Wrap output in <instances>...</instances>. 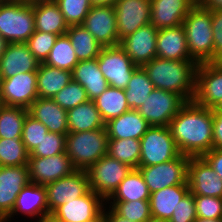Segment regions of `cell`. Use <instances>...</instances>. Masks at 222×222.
Returning a JSON list of instances; mask_svg holds the SVG:
<instances>
[{
	"label": "cell",
	"mask_w": 222,
	"mask_h": 222,
	"mask_svg": "<svg viewBox=\"0 0 222 222\" xmlns=\"http://www.w3.org/2000/svg\"><path fill=\"white\" fill-rule=\"evenodd\" d=\"M52 99L65 110L74 108L89 100L84 87L73 80Z\"/></svg>",
	"instance_id": "b9f144b4"
},
{
	"label": "cell",
	"mask_w": 222,
	"mask_h": 222,
	"mask_svg": "<svg viewBox=\"0 0 222 222\" xmlns=\"http://www.w3.org/2000/svg\"><path fill=\"white\" fill-rule=\"evenodd\" d=\"M197 218L194 195L189 192L179 201L169 222H194Z\"/></svg>",
	"instance_id": "7dc6e473"
},
{
	"label": "cell",
	"mask_w": 222,
	"mask_h": 222,
	"mask_svg": "<svg viewBox=\"0 0 222 222\" xmlns=\"http://www.w3.org/2000/svg\"><path fill=\"white\" fill-rule=\"evenodd\" d=\"M58 35L35 31L34 34L26 41L28 49L33 56L40 62L44 63L53 48Z\"/></svg>",
	"instance_id": "ee69618b"
},
{
	"label": "cell",
	"mask_w": 222,
	"mask_h": 222,
	"mask_svg": "<svg viewBox=\"0 0 222 222\" xmlns=\"http://www.w3.org/2000/svg\"><path fill=\"white\" fill-rule=\"evenodd\" d=\"M68 26L82 25L91 9L90 0H54Z\"/></svg>",
	"instance_id": "60d3db41"
},
{
	"label": "cell",
	"mask_w": 222,
	"mask_h": 222,
	"mask_svg": "<svg viewBox=\"0 0 222 222\" xmlns=\"http://www.w3.org/2000/svg\"><path fill=\"white\" fill-rule=\"evenodd\" d=\"M139 166L171 161L180 155L168 126H150L140 139Z\"/></svg>",
	"instance_id": "8992f818"
},
{
	"label": "cell",
	"mask_w": 222,
	"mask_h": 222,
	"mask_svg": "<svg viewBox=\"0 0 222 222\" xmlns=\"http://www.w3.org/2000/svg\"><path fill=\"white\" fill-rule=\"evenodd\" d=\"M78 61L93 60L102 49L95 37L82 25H71L66 32Z\"/></svg>",
	"instance_id": "836d02e7"
},
{
	"label": "cell",
	"mask_w": 222,
	"mask_h": 222,
	"mask_svg": "<svg viewBox=\"0 0 222 222\" xmlns=\"http://www.w3.org/2000/svg\"><path fill=\"white\" fill-rule=\"evenodd\" d=\"M214 62H222V9H211Z\"/></svg>",
	"instance_id": "c3c4849f"
},
{
	"label": "cell",
	"mask_w": 222,
	"mask_h": 222,
	"mask_svg": "<svg viewBox=\"0 0 222 222\" xmlns=\"http://www.w3.org/2000/svg\"><path fill=\"white\" fill-rule=\"evenodd\" d=\"M156 51L158 58L169 60L194 61L187 47L186 33L183 25L161 28L157 34Z\"/></svg>",
	"instance_id": "cb8c5ba5"
},
{
	"label": "cell",
	"mask_w": 222,
	"mask_h": 222,
	"mask_svg": "<svg viewBox=\"0 0 222 222\" xmlns=\"http://www.w3.org/2000/svg\"><path fill=\"white\" fill-rule=\"evenodd\" d=\"M109 137L106 128L66 134V154L76 170H87L107 154Z\"/></svg>",
	"instance_id": "277c9868"
},
{
	"label": "cell",
	"mask_w": 222,
	"mask_h": 222,
	"mask_svg": "<svg viewBox=\"0 0 222 222\" xmlns=\"http://www.w3.org/2000/svg\"><path fill=\"white\" fill-rule=\"evenodd\" d=\"M105 205L106 201L90 189L77 199L65 201L52 214L61 222H89L103 213Z\"/></svg>",
	"instance_id": "e0dca14e"
},
{
	"label": "cell",
	"mask_w": 222,
	"mask_h": 222,
	"mask_svg": "<svg viewBox=\"0 0 222 222\" xmlns=\"http://www.w3.org/2000/svg\"><path fill=\"white\" fill-rule=\"evenodd\" d=\"M9 1H12V0H0V3H6V2H9Z\"/></svg>",
	"instance_id": "6125c7cd"
},
{
	"label": "cell",
	"mask_w": 222,
	"mask_h": 222,
	"mask_svg": "<svg viewBox=\"0 0 222 222\" xmlns=\"http://www.w3.org/2000/svg\"><path fill=\"white\" fill-rule=\"evenodd\" d=\"M71 81V71L40 63L37 70L38 98L52 99Z\"/></svg>",
	"instance_id": "f546056e"
},
{
	"label": "cell",
	"mask_w": 222,
	"mask_h": 222,
	"mask_svg": "<svg viewBox=\"0 0 222 222\" xmlns=\"http://www.w3.org/2000/svg\"><path fill=\"white\" fill-rule=\"evenodd\" d=\"M8 44L9 43L0 35V58L2 57L4 52L6 51Z\"/></svg>",
	"instance_id": "9f6ffc18"
},
{
	"label": "cell",
	"mask_w": 222,
	"mask_h": 222,
	"mask_svg": "<svg viewBox=\"0 0 222 222\" xmlns=\"http://www.w3.org/2000/svg\"><path fill=\"white\" fill-rule=\"evenodd\" d=\"M35 31L33 0L0 3V35L8 43H26Z\"/></svg>",
	"instance_id": "5b68a950"
},
{
	"label": "cell",
	"mask_w": 222,
	"mask_h": 222,
	"mask_svg": "<svg viewBox=\"0 0 222 222\" xmlns=\"http://www.w3.org/2000/svg\"><path fill=\"white\" fill-rule=\"evenodd\" d=\"M28 109L0 104V138H21Z\"/></svg>",
	"instance_id": "8d00e7d4"
},
{
	"label": "cell",
	"mask_w": 222,
	"mask_h": 222,
	"mask_svg": "<svg viewBox=\"0 0 222 222\" xmlns=\"http://www.w3.org/2000/svg\"><path fill=\"white\" fill-rule=\"evenodd\" d=\"M190 157L180 154L177 158L152 166H139L149 192L176 185H188V162Z\"/></svg>",
	"instance_id": "ba28073f"
},
{
	"label": "cell",
	"mask_w": 222,
	"mask_h": 222,
	"mask_svg": "<svg viewBox=\"0 0 222 222\" xmlns=\"http://www.w3.org/2000/svg\"><path fill=\"white\" fill-rule=\"evenodd\" d=\"M159 29L150 23L142 26L131 35L123 38L119 46L133 63L139 67L157 57L156 41Z\"/></svg>",
	"instance_id": "ffe728a7"
},
{
	"label": "cell",
	"mask_w": 222,
	"mask_h": 222,
	"mask_svg": "<svg viewBox=\"0 0 222 222\" xmlns=\"http://www.w3.org/2000/svg\"><path fill=\"white\" fill-rule=\"evenodd\" d=\"M93 101L104 123L130 110L124 89L108 86V88Z\"/></svg>",
	"instance_id": "d6a6232c"
},
{
	"label": "cell",
	"mask_w": 222,
	"mask_h": 222,
	"mask_svg": "<svg viewBox=\"0 0 222 222\" xmlns=\"http://www.w3.org/2000/svg\"><path fill=\"white\" fill-rule=\"evenodd\" d=\"M47 133L48 128L43 123L34 119L29 114L26 115L21 139L29 154L38 146Z\"/></svg>",
	"instance_id": "f6af8a7d"
},
{
	"label": "cell",
	"mask_w": 222,
	"mask_h": 222,
	"mask_svg": "<svg viewBox=\"0 0 222 222\" xmlns=\"http://www.w3.org/2000/svg\"><path fill=\"white\" fill-rule=\"evenodd\" d=\"M28 169L30 182L38 185L54 182L76 170L66 152L48 157H29Z\"/></svg>",
	"instance_id": "2e32d148"
},
{
	"label": "cell",
	"mask_w": 222,
	"mask_h": 222,
	"mask_svg": "<svg viewBox=\"0 0 222 222\" xmlns=\"http://www.w3.org/2000/svg\"><path fill=\"white\" fill-rule=\"evenodd\" d=\"M149 198L150 192L142 173L139 169H132L106 202L149 200Z\"/></svg>",
	"instance_id": "1f68e13d"
},
{
	"label": "cell",
	"mask_w": 222,
	"mask_h": 222,
	"mask_svg": "<svg viewBox=\"0 0 222 222\" xmlns=\"http://www.w3.org/2000/svg\"><path fill=\"white\" fill-rule=\"evenodd\" d=\"M145 222H169V221H167V220H164V219H158V218H153V217H151V218H149L147 221H145Z\"/></svg>",
	"instance_id": "91938a15"
},
{
	"label": "cell",
	"mask_w": 222,
	"mask_h": 222,
	"mask_svg": "<svg viewBox=\"0 0 222 222\" xmlns=\"http://www.w3.org/2000/svg\"><path fill=\"white\" fill-rule=\"evenodd\" d=\"M45 186L49 213L64 204L85 195L90 190L85 170H75L72 174L62 177Z\"/></svg>",
	"instance_id": "4fadbf2b"
},
{
	"label": "cell",
	"mask_w": 222,
	"mask_h": 222,
	"mask_svg": "<svg viewBox=\"0 0 222 222\" xmlns=\"http://www.w3.org/2000/svg\"><path fill=\"white\" fill-rule=\"evenodd\" d=\"M185 103L179 94L155 88L137 111L150 126H169Z\"/></svg>",
	"instance_id": "9c48e42d"
},
{
	"label": "cell",
	"mask_w": 222,
	"mask_h": 222,
	"mask_svg": "<svg viewBox=\"0 0 222 222\" xmlns=\"http://www.w3.org/2000/svg\"><path fill=\"white\" fill-rule=\"evenodd\" d=\"M30 183L28 165L0 166V221L13 210L18 194Z\"/></svg>",
	"instance_id": "ac0fdd59"
},
{
	"label": "cell",
	"mask_w": 222,
	"mask_h": 222,
	"mask_svg": "<svg viewBox=\"0 0 222 222\" xmlns=\"http://www.w3.org/2000/svg\"><path fill=\"white\" fill-rule=\"evenodd\" d=\"M150 125L137 110H129L105 123L109 138L140 140Z\"/></svg>",
	"instance_id": "4316f807"
},
{
	"label": "cell",
	"mask_w": 222,
	"mask_h": 222,
	"mask_svg": "<svg viewBox=\"0 0 222 222\" xmlns=\"http://www.w3.org/2000/svg\"><path fill=\"white\" fill-rule=\"evenodd\" d=\"M198 65L195 61L155 57L142 67L155 88L175 92L189 102L193 101L196 92Z\"/></svg>",
	"instance_id": "7a4b0ae2"
},
{
	"label": "cell",
	"mask_w": 222,
	"mask_h": 222,
	"mask_svg": "<svg viewBox=\"0 0 222 222\" xmlns=\"http://www.w3.org/2000/svg\"><path fill=\"white\" fill-rule=\"evenodd\" d=\"M194 222H222V218L205 219V218L197 217Z\"/></svg>",
	"instance_id": "6f0895ef"
},
{
	"label": "cell",
	"mask_w": 222,
	"mask_h": 222,
	"mask_svg": "<svg viewBox=\"0 0 222 222\" xmlns=\"http://www.w3.org/2000/svg\"><path fill=\"white\" fill-rule=\"evenodd\" d=\"M66 152V134L48 131L29 157H48Z\"/></svg>",
	"instance_id": "7bdbcfd3"
},
{
	"label": "cell",
	"mask_w": 222,
	"mask_h": 222,
	"mask_svg": "<svg viewBox=\"0 0 222 222\" xmlns=\"http://www.w3.org/2000/svg\"><path fill=\"white\" fill-rule=\"evenodd\" d=\"M67 120L69 132H83L105 127L92 100L67 110Z\"/></svg>",
	"instance_id": "4dcf8cb0"
},
{
	"label": "cell",
	"mask_w": 222,
	"mask_h": 222,
	"mask_svg": "<svg viewBox=\"0 0 222 222\" xmlns=\"http://www.w3.org/2000/svg\"><path fill=\"white\" fill-rule=\"evenodd\" d=\"M198 3L207 9H222V0H198Z\"/></svg>",
	"instance_id": "f5cc1de1"
},
{
	"label": "cell",
	"mask_w": 222,
	"mask_h": 222,
	"mask_svg": "<svg viewBox=\"0 0 222 222\" xmlns=\"http://www.w3.org/2000/svg\"><path fill=\"white\" fill-rule=\"evenodd\" d=\"M212 110L213 111H222V101L215 109H212Z\"/></svg>",
	"instance_id": "94428289"
},
{
	"label": "cell",
	"mask_w": 222,
	"mask_h": 222,
	"mask_svg": "<svg viewBox=\"0 0 222 222\" xmlns=\"http://www.w3.org/2000/svg\"><path fill=\"white\" fill-rule=\"evenodd\" d=\"M175 144L182 155L202 157L213 148V110L186 102L170 121Z\"/></svg>",
	"instance_id": "6da1fadb"
},
{
	"label": "cell",
	"mask_w": 222,
	"mask_h": 222,
	"mask_svg": "<svg viewBox=\"0 0 222 222\" xmlns=\"http://www.w3.org/2000/svg\"><path fill=\"white\" fill-rule=\"evenodd\" d=\"M150 24L156 29L177 27L189 11L197 4L198 0H150Z\"/></svg>",
	"instance_id": "44dd1931"
},
{
	"label": "cell",
	"mask_w": 222,
	"mask_h": 222,
	"mask_svg": "<svg viewBox=\"0 0 222 222\" xmlns=\"http://www.w3.org/2000/svg\"><path fill=\"white\" fill-rule=\"evenodd\" d=\"M213 148L222 149V111H213Z\"/></svg>",
	"instance_id": "f907efd6"
},
{
	"label": "cell",
	"mask_w": 222,
	"mask_h": 222,
	"mask_svg": "<svg viewBox=\"0 0 222 222\" xmlns=\"http://www.w3.org/2000/svg\"><path fill=\"white\" fill-rule=\"evenodd\" d=\"M97 62L108 85L124 90L132 74L139 67L133 63L119 45L102 47Z\"/></svg>",
	"instance_id": "30bf717a"
},
{
	"label": "cell",
	"mask_w": 222,
	"mask_h": 222,
	"mask_svg": "<svg viewBox=\"0 0 222 222\" xmlns=\"http://www.w3.org/2000/svg\"><path fill=\"white\" fill-rule=\"evenodd\" d=\"M189 192V185H176L151 193L149 198L151 216L169 221L179 201Z\"/></svg>",
	"instance_id": "f1b7e54d"
},
{
	"label": "cell",
	"mask_w": 222,
	"mask_h": 222,
	"mask_svg": "<svg viewBox=\"0 0 222 222\" xmlns=\"http://www.w3.org/2000/svg\"><path fill=\"white\" fill-rule=\"evenodd\" d=\"M39 65L26 43H9L0 58V80L18 73L37 72Z\"/></svg>",
	"instance_id": "603a6c76"
},
{
	"label": "cell",
	"mask_w": 222,
	"mask_h": 222,
	"mask_svg": "<svg viewBox=\"0 0 222 222\" xmlns=\"http://www.w3.org/2000/svg\"><path fill=\"white\" fill-rule=\"evenodd\" d=\"M114 8L119 43L123 38L150 23V0H117Z\"/></svg>",
	"instance_id": "5bb4252c"
},
{
	"label": "cell",
	"mask_w": 222,
	"mask_h": 222,
	"mask_svg": "<svg viewBox=\"0 0 222 222\" xmlns=\"http://www.w3.org/2000/svg\"><path fill=\"white\" fill-rule=\"evenodd\" d=\"M197 217L205 219L222 218V198L194 195Z\"/></svg>",
	"instance_id": "bcb514c9"
},
{
	"label": "cell",
	"mask_w": 222,
	"mask_h": 222,
	"mask_svg": "<svg viewBox=\"0 0 222 222\" xmlns=\"http://www.w3.org/2000/svg\"><path fill=\"white\" fill-rule=\"evenodd\" d=\"M78 62L70 39L67 34H63L57 37L44 64L72 72Z\"/></svg>",
	"instance_id": "74e56055"
},
{
	"label": "cell",
	"mask_w": 222,
	"mask_h": 222,
	"mask_svg": "<svg viewBox=\"0 0 222 222\" xmlns=\"http://www.w3.org/2000/svg\"><path fill=\"white\" fill-rule=\"evenodd\" d=\"M193 101L210 109H215L221 103L222 62H206L198 65Z\"/></svg>",
	"instance_id": "8fae6325"
},
{
	"label": "cell",
	"mask_w": 222,
	"mask_h": 222,
	"mask_svg": "<svg viewBox=\"0 0 222 222\" xmlns=\"http://www.w3.org/2000/svg\"><path fill=\"white\" fill-rule=\"evenodd\" d=\"M28 114L43 123L50 132H69L67 110L61 108L53 99L37 98L28 108Z\"/></svg>",
	"instance_id": "d4e9b609"
},
{
	"label": "cell",
	"mask_w": 222,
	"mask_h": 222,
	"mask_svg": "<svg viewBox=\"0 0 222 222\" xmlns=\"http://www.w3.org/2000/svg\"><path fill=\"white\" fill-rule=\"evenodd\" d=\"M89 222H106L105 214L104 212L96 219L91 220Z\"/></svg>",
	"instance_id": "680465c9"
},
{
	"label": "cell",
	"mask_w": 222,
	"mask_h": 222,
	"mask_svg": "<svg viewBox=\"0 0 222 222\" xmlns=\"http://www.w3.org/2000/svg\"><path fill=\"white\" fill-rule=\"evenodd\" d=\"M187 182L193 195L222 198V179L203 157H190Z\"/></svg>",
	"instance_id": "d6986e66"
},
{
	"label": "cell",
	"mask_w": 222,
	"mask_h": 222,
	"mask_svg": "<svg viewBox=\"0 0 222 222\" xmlns=\"http://www.w3.org/2000/svg\"><path fill=\"white\" fill-rule=\"evenodd\" d=\"M35 30L58 36L66 34L69 26L54 0H33Z\"/></svg>",
	"instance_id": "484cf974"
},
{
	"label": "cell",
	"mask_w": 222,
	"mask_h": 222,
	"mask_svg": "<svg viewBox=\"0 0 222 222\" xmlns=\"http://www.w3.org/2000/svg\"><path fill=\"white\" fill-rule=\"evenodd\" d=\"M72 80L84 87L88 99L92 101L109 86L106 78L100 71L97 58L79 61L72 71Z\"/></svg>",
	"instance_id": "83f0119b"
},
{
	"label": "cell",
	"mask_w": 222,
	"mask_h": 222,
	"mask_svg": "<svg viewBox=\"0 0 222 222\" xmlns=\"http://www.w3.org/2000/svg\"><path fill=\"white\" fill-rule=\"evenodd\" d=\"M36 221L37 222H61L52 213L44 215V216H40L39 218L36 219Z\"/></svg>",
	"instance_id": "db71d44e"
},
{
	"label": "cell",
	"mask_w": 222,
	"mask_h": 222,
	"mask_svg": "<svg viewBox=\"0 0 222 222\" xmlns=\"http://www.w3.org/2000/svg\"><path fill=\"white\" fill-rule=\"evenodd\" d=\"M154 89L155 87L149 80L147 72L143 67H138L125 88V95L130 109L138 110Z\"/></svg>",
	"instance_id": "e575fe53"
},
{
	"label": "cell",
	"mask_w": 222,
	"mask_h": 222,
	"mask_svg": "<svg viewBox=\"0 0 222 222\" xmlns=\"http://www.w3.org/2000/svg\"><path fill=\"white\" fill-rule=\"evenodd\" d=\"M29 153L21 138H0V166L28 165Z\"/></svg>",
	"instance_id": "f35d334b"
},
{
	"label": "cell",
	"mask_w": 222,
	"mask_h": 222,
	"mask_svg": "<svg viewBox=\"0 0 222 222\" xmlns=\"http://www.w3.org/2000/svg\"><path fill=\"white\" fill-rule=\"evenodd\" d=\"M37 98V72L18 73L0 80L1 105L28 109Z\"/></svg>",
	"instance_id": "7c38bea8"
},
{
	"label": "cell",
	"mask_w": 222,
	"mask_h": 222,
	"mask_svg": "<svg viewBox=\"0 0 222 222\" xmlns=\"http://www.w3.org/2000/svg\"><path fill=\"white\" fill-rule=\"evenodd\" d=\"M106 204L129 221L145 222L152 217L149 200L110 201Z\"/></svg>",
	"instance_id": "ab89813d"
},
{
	"label": "cell",
	"mask_w": 222,
	"mask_h": 222,
	"mask_svg": "<svg viewBox=\"0 0 222 222\" xmlns=\"http://www.w3.org/2000/svg\"><path fill=\"white\" fill-rule=\"evenodd\" d=\"M103 212L105 214L106 222H133L118 215L111 207L107 206V204L105 205Z\"/></svg>",
	"instance_id": "816d5d0a"
},
{
	"label": "cell",
	"mask_w": 222,
	"mask_h": 222,
	"mask_svg": "<svg viewBox=\"0 0 222 222\" xmlns=\"http://www.w3.org/2000/svg\"><path fill=\"white\" fill-rule=\"evenodd\" d=\"M132 169L106 154L86 170L90 189L106 201Z\"/></svg>",
	"instance_id": "52a82bcc"
},
{
	"label": "cell",
	"mask_w": 222,
	"mask_h": 222,
	"mask_svg": "<svg viewBox=\"0 0 222 222\" xmlns=\"http://www.w3.org/2000/svg\"><path fill=\"white\" fill-rule=\"evenodd\" d=\"M190 57L197 62H214L211 9L198 2L183 21Z\"/></svg>",
	"instance_id": "3957f363"
},
{
	"label": "cell",
	"mask_w": 222,
	"mask_h": 222,
	"mask_svg": "<svg viewBox=\"0 0 222 222\" xmlns=\"http://www.w3.org/2000/svg\"><path fill=\"white\" fill-rule=\"evenodd\" d=\"M92 6H114L117 0H90Z\"/></svg>",
	"instance_id": "11a10c76"
},
{
	"label": "cell",
	"mask_w": 222,
	"mask_h": 222,
	"mask_svg": "<svg viewBox=\"0 0 222 222\" xmlns=\"http://www.w3.org/2000/svg\"><path fill=\"white\" fill-rule=\"evenodd\" d=\"M82 26L95 37L101 47L119 45L114 6H92Z\"/></svg>",
	"instance_id": "9a60e30c"
},
{
	"label": "cell",
	"mask_w": 222,
	"mask_h": 222,
	"mask_svg": "<svg viewBox=\"0 0 222 222\" xmlns=\"http://www.w3.org/2000/svg\"><path fill=\"white\" fill-rule=\"evenodd\" d=\"M107 154L133 169H138L141 155L140 140L109 138Z\"/></svg>",
	"instance_id": "d590c367"
},
{
	"label": "cell",
	"mask_w": 222,
	"mask_h": 222,
	"mask_svg": "<svg viewBox=\"0 0 222 222\" xmlns=\"http://www.w3.org/2000/svg\"><path fill=\"white\" fill-rule=\"evenodd\" d=\"M222 179V149L212 148L202 156Z\"/></svg>",
	"instance_id": "681fc988"
},
{
	"label": "cell",
	"mask_w": 222,
	"mask_h": 222,
	"mask_svg": "<svg viewBox=\"0 0 222 222\" xmlns=\"http://www.w3.org/2000/svg\"><path fill=\"white\" fill-rule=\"evenodd\" d=\"M18 213L25 215L27 218H33V220L50 214L44 185L30 182L23 187L17 196L12 212L2 222H11L15 215H19Z\"/></svg>",
	"instance_id": "7402d4cb"
}]
</instances>
